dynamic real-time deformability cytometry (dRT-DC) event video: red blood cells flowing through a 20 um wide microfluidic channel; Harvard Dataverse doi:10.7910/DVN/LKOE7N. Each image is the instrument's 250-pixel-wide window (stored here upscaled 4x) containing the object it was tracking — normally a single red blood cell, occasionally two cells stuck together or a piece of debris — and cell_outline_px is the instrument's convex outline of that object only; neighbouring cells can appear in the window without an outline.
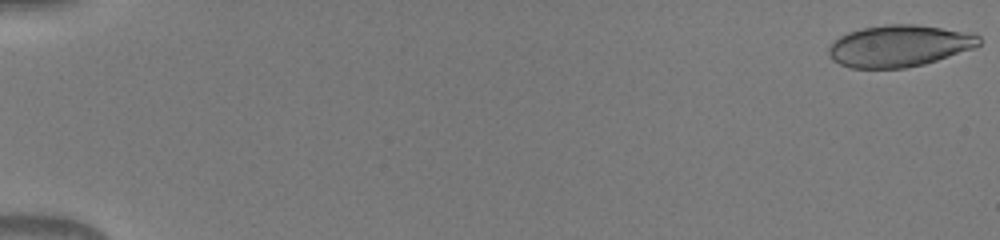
{"species": "human", "species_latin": "Homo sapiens", "temperature_condition": "warm", "stored_images_in_passage": 51, "camera_frame_rate_fps": 3000, "um_per_image_px": 0.085, "donor": {"sex": "male"}, "frame": {"image": 1, "passage_image": 1, "time_ms": 0.0, "image_size_px": [1000, 240], "cell_outline_px": [[980, 44], [972, 48], [924, 64], [904, 68], [852, 68], [840, 64], [832, 60], [828, 52], [828, 48], [840, 36], [848, 32], [864, 28], [884, 24], [916, 24], [976, 32], [980, 36]], "centroid_in_image_um": [76.46, 3.88], "position_along_channel_um": 8.5, "area_um2": 36.59}}
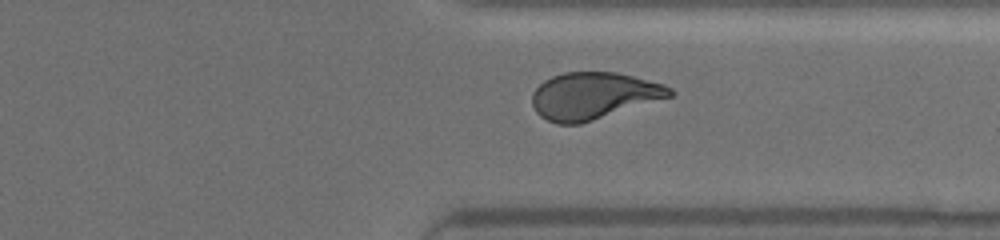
{"frame": {"image": 2, "passage_image": 40, "time_ms": 13.0, "image_size_px": [1000, 240], "cell_outline_px": [[676, 92], [672, 96], [580, 124], [556, 124], [540, 116], [536, 112], [532, 104], [532, 92], [544, 80], [552, 76], [564, 72], [616, 72], [664, 84], [672, 88]], "centroid_in_image_um": [50.43, 8.14], "position_along_channel_um": 361.0, "area_um2": 37.57}}
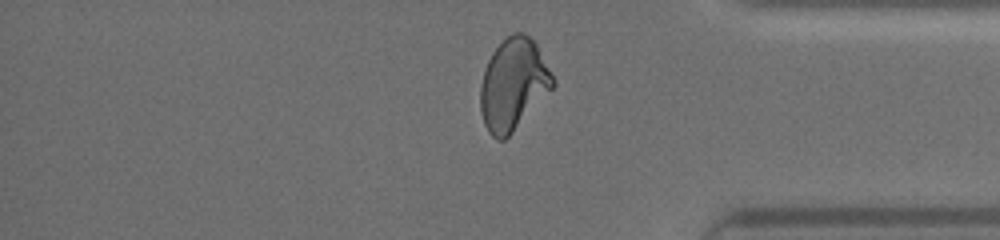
{"frame": {"image": 3, "passage_image": 43, "time_ms": 14.0, "image_size_px": [1000, 240], "cell_outline_px": [[556, 84], [512, 132], [504, 140], [500, 140], [492, 136], [488, 132], [484, 124], [480, 112], [480, 84], [488, 60], [492, 52], [512, 32], [524, 32], [536, 44], [556, 80]], "centroid_in_image_um": [43.62, 7.17], "position_along_channel_um": 391.6, "area_um2": 38.32}}